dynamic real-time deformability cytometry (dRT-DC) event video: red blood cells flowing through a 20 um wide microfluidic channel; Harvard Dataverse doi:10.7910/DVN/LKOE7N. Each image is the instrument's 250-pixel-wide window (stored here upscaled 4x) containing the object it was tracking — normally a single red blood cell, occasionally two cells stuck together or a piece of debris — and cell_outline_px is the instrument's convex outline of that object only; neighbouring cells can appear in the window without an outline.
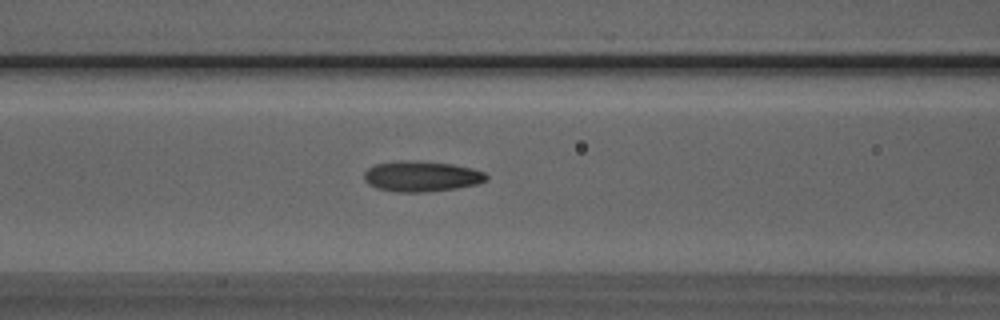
{"species": "Egyptian fruit bat (a non-hibernating species)", "species_latin": "Rousettus aegyptiacus", "temperature_condition": "room temperature", "stored_images_in_passage": 36, "camera_frame_rate_fps": 3000, "um_per_image_px": 0.085, "animal": {"sex": "male"}, "frame": {"image": 1, "passage_image": 10, "time_ms": 3.0, "image_size_px": [1000, 320], "cell_outline_px": [[488, 180], [476, 184], [456, 188], [428, 192], [396, 192], [376, 188], [368, 184], [364, 180], [364, 172], [368, 168], [376, 164], [400, 160], [408, 160], [452, 164], [472, 168], [484, 172], [488, 176]], "centroid_in_image_um": [35.81, 14.99], "position_along_channel_um": 130.8, "area_um2": 21.85}}
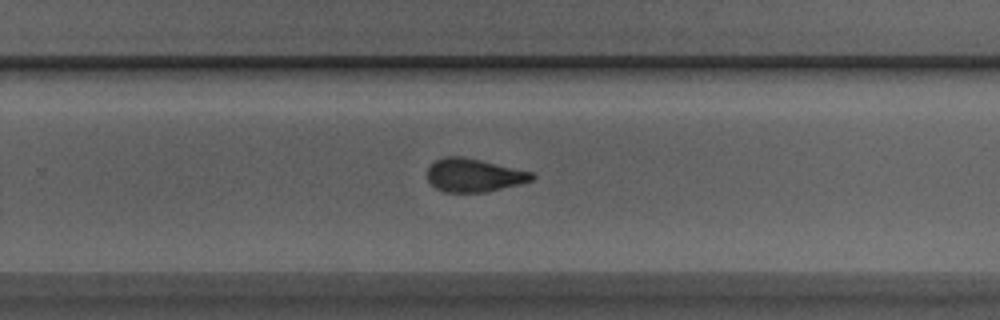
{"frame": {"image": 2, "passage_image": 22, "time_ms": 7.0, "image_size_px": [1000, 320], "cell_outline_px": [[536, 176], [532, 180], [520, 184], [484, 192], [444, 192], [436, 188], [428, 180], [428, 168], [436, 160], [444, 156], [460, 156], [480, 160], [532, 172]], "centroid_in_image_um": [40.27, 14.89], "position_along_channel_um": 289.5, "area_um2": 20.06}}
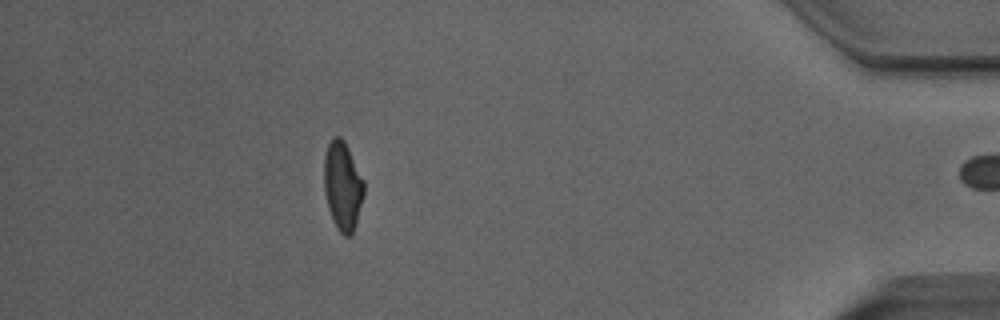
{"frame": {"image": 3, "passage_image": 35, "time_ms": 11.333, "image_size_px": [1000, 320], "cell_outline_px": [[364, 192], [356, 220], [352, 232], [348, 236], [344, 236], [340, 232], [328, 208], [324, 192], [324, 156], [328, 144], [332, 136], [340, 136], [344, 140], [364, 180]], "centroid_in_image_um": [29.1, 15.73], "position_along_channel_um": 406.1, "area_um2": 20.29}, "authors_computed_cell_mechanics": {"area_um2": 21.0681, "velocity_mm_per_s": 3.978, "shape_relaxation_time_tau1_ms": 6.1271, "shape_relaxation_time_tau2_ms": 2.0504, "deformation_change_tau1": 0.1805, "deformation_change_tau2": 0.0934}}